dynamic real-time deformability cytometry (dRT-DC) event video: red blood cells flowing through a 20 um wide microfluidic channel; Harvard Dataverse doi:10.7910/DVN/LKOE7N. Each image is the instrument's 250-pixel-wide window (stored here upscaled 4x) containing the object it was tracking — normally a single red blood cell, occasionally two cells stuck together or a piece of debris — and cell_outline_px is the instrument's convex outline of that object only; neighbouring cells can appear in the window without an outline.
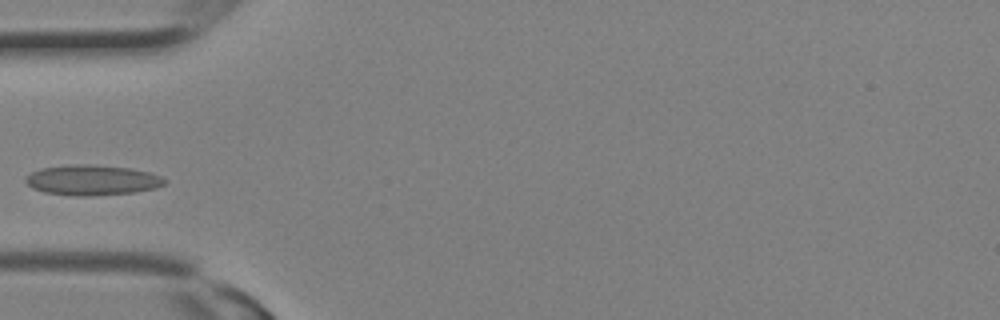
{"species": "Egyptian fruit bat (a non-hibernating species)", "species_latin": "Rousettus aegyptiacus", "temperature_condition": "room temperature", "stored_images_in_passage": 3, "camera_frame_rate_fps": 3000, "um_per_image_px": 0.085, "animal": {"sex": "female"}, "frame": {"image": 1, "passage_image": 2, "time_ms": 0.333, "image_size_px": [1000, 320], "cell_outline_px": [[168, 180], [164, 184], [156, 188], [132, 192], [92, 196], [76, 196], [44, 192], [32, 188], [24, 180], [24, 176], [40, 168], [68, 164], [92, 164], [132, 168], [148, 172], [160, 176]], "centroid_in_image_um": [7.8, 15.3], "position_along_channel_um": 77.2, "area_um2": 24.74}}